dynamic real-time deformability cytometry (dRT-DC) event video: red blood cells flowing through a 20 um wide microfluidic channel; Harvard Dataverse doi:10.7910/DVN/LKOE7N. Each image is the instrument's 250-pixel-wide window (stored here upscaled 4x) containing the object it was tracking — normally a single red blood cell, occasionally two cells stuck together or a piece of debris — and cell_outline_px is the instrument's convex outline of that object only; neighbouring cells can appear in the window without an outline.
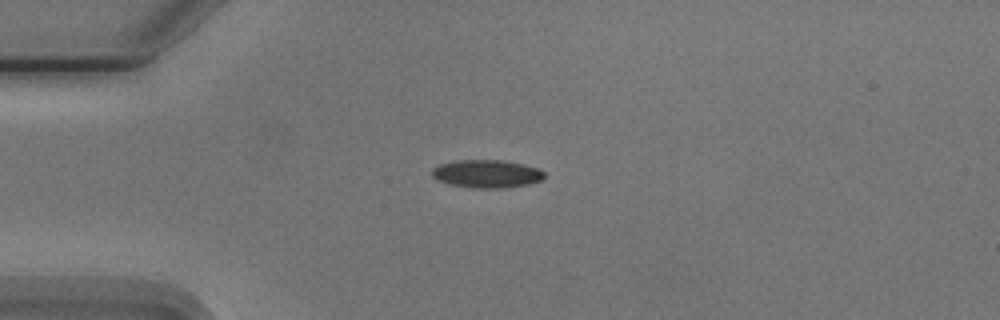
{"species": "Egyptian fruit bat (a non-hibernating species)", "species_latin": "Rousettus aegyptiacus", "temperature_condition": "cold", "stored_images_in_passage": 11, "camera_frame_rate_fps": 3000, "um_per_image_px": 0.085, "animal": {"sex": "male"}, "frame": {"image": 1, "passage_image": 4, "time_ms": 4.333, "image_size_px": [1000, 320], "cell_outline_px": [[544, 176], [540, 180], [528, 184], [504, 188], [472, 188], [448, 184], [436, 180], [432, 176], [432, 168], [440, 164], [456, 160], [504, 160], [524, 164], [536, 168], [544, 172]], "centroid_in_image_um": [41.33, 14.77], "position_along_channel_um": 43.7, "area_um2": 18.38}}
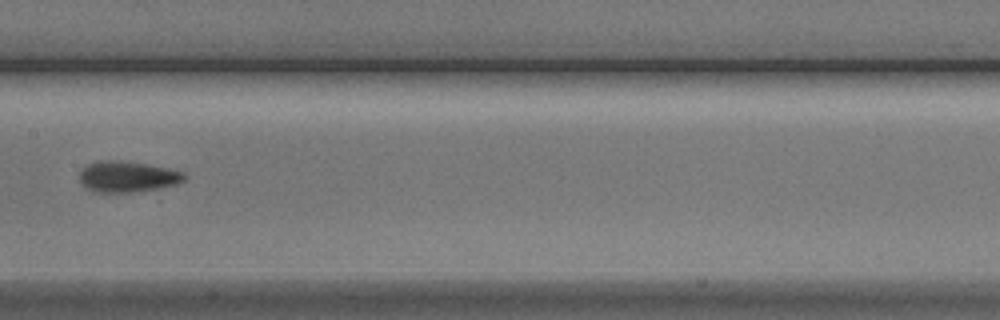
{"frame": {"image": 2, "passage_image": 8, "time_ms": 9.0, "image_size_px": [1000, 320], "cell_outline_px": [[184, 180], [176, 184], [156, 188], [132, 192], [96, 192], [84, 188], [80, 180], [80, 172], [88, 164], [96, 160], [120, 160], [144, 164], [184, 172]], "centroid_in_image_um": [10.76, 15.01], "position_along_channel_um": 196.6, "area_um2": 18.61}}
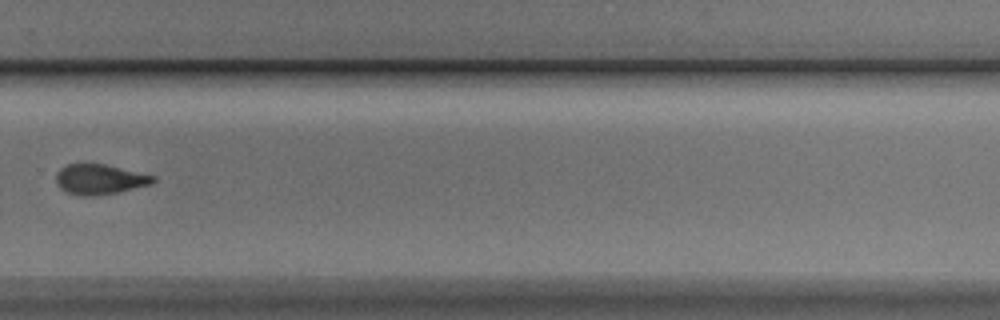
{"frame": {"image": 3, "passage_image": 11, "time_ms": 12.333, "image_size_px": [1000, 320], "cell_outline_px": [[156, 180], [152, 184], [120, 192], [96, 196], [76, 196], [64, 192], [56, 184], [56, 172], [60, 168], [68, 164], [104, 164], [156, 176]], "centroid_in_image_um": [8.45, 15.26], "position_along_channel_um": 321.3, "area_um2": 17.34}}